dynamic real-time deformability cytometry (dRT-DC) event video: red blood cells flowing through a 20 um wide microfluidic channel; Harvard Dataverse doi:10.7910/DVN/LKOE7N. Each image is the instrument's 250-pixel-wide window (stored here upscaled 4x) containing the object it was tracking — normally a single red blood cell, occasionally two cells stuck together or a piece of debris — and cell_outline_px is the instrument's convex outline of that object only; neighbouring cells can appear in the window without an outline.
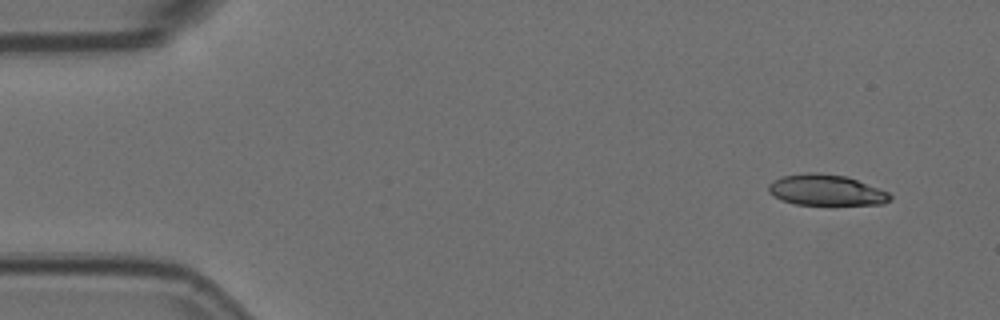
{"species": "Egyptian fruit bat (a non-hibernating species)", "species_latin": "Rousettus aegyptiacus", "temperature_condition": "room temperature", "stored_images_in_passage": 4, "camera_frame_rate_fps": 3000, "um_per_image_px": 0.085, "animal": {"sex": "female"}, "frame": {"image": 1, "passage_image": 1, "time_ms": 0.0, "image_size_px": [1000, 320], "cell_outline_px": [[892, 200], [884, 204], [832, 208], [796, 204], [780, 200], [768, 188], [768, 184], [784, 176], [808, 172], [816, 172], [844, 176], [856, 180], [888, 192], [892, 196]], "centroid_in_image_um": [70.3, 16.23], "position_along_channel_um": 14.7, "area_um2": 22.66}}
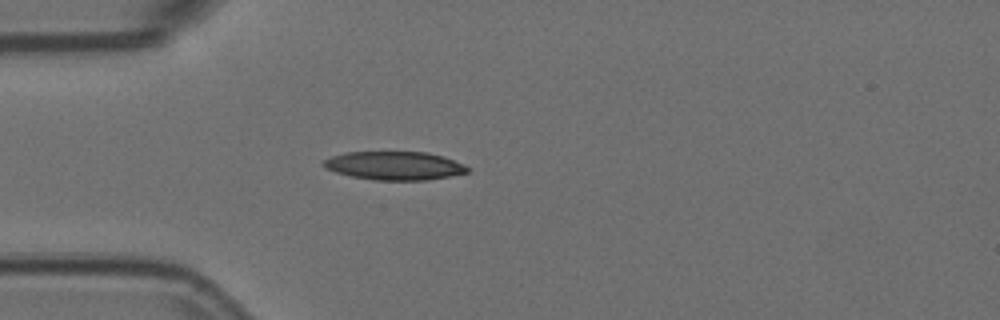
{"frame": {"image": 2, "passage_image": 4, "time_ms": 1.0, "image_size_px": [1000, 320], "cell_outline_px": [[468, 172], [428, 180], [376, 180], [352, 176], [336, 172], [324, 168], [320, 164], [324, 160], [332, 156], [344, 152], [428, 152], [444, 156], [464, 164], [468, 168]], "centroid_in_image_um": [33.51, 14.07], "position_along_channel_um": 51.5, "area_um2": 23.87}}